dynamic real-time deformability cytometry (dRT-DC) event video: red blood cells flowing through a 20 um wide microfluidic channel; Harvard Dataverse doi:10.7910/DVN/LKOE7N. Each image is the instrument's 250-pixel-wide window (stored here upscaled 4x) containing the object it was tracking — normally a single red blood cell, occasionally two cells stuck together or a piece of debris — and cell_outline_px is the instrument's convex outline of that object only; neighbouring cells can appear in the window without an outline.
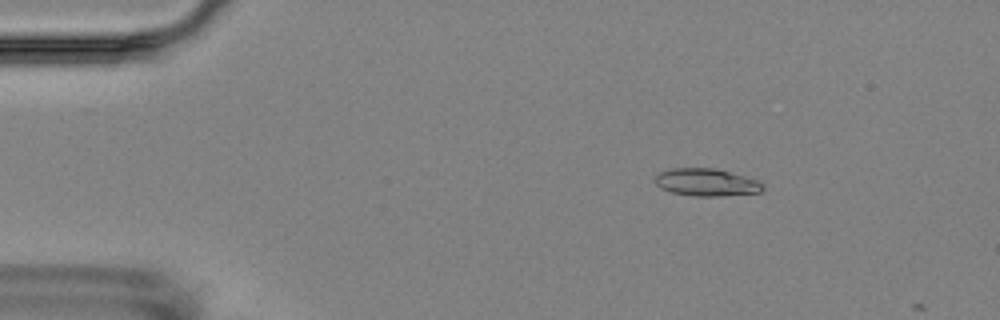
{"species": "Egyptian fruit bat (a non-hibernating species)", "species_latin": "Rousettus aegyptiacus", "temperature_condition": "room temperature", "stored_images_in_passage": 4, "camera_frame_rate_fps": 3000, "um_per_image_px": 0.085, "animal": {"sex": "female"}, "frame": {"image": 1, "passage_image": 2, "time_ms": 1.333, "image_size_px": [1000, 320], "cell_outline_px": [[764, 188], [760, 192], [720, 196], [696, 196], [672, 192], [660, 188], [652, 180], [660, 172], [672, 168], [716, 168], [744, 176], [756, 180], [764, 184]], "centroid_in_image_um": [60.02, 15.49], "position_along_channel_um": 25.0, "area_um2": 17.22}}